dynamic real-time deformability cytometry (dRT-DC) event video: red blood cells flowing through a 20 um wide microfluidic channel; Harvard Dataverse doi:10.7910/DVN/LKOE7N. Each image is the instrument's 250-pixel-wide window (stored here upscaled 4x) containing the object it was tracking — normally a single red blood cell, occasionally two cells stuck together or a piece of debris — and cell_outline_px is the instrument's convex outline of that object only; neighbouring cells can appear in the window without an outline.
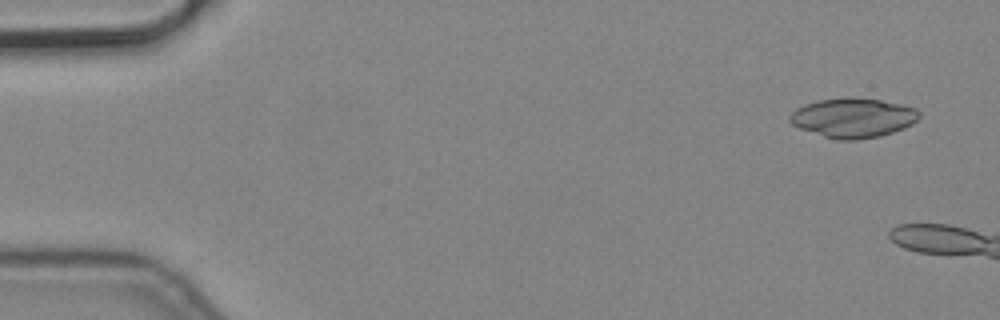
{"species": "common noctule bat (a hibernating species)", "species_latin": "Nyctalus noctula", "temperature_condition": "cold", "stored_images_in_passage": 3, "camera_frame_rate_fps": 3000, "um_per_image_px": 0.085, "animal": {"sex": "male", "body_mass_g": 19.2, "forearm_length_mm": 51.8}, "frame": {"image": 1, "passage_image": 1, "time_ms": 0.0, "image_size_px": [1000, 320], "cell_outline_px": [[920, 116], [912, 124], [904, 128], [880, 136], [860, 140], [836, 140], [800, 128], [792, 124], [788, 120], [788, 116], [796, 108], [804, 104], [816, 100], [880, 100], [900, 104], [916, 108], [920, 112]], "centroid_in_image_um": [72.51, 10.05], "position_along_channel_um": 12.5, "area_um2": 29.13}}